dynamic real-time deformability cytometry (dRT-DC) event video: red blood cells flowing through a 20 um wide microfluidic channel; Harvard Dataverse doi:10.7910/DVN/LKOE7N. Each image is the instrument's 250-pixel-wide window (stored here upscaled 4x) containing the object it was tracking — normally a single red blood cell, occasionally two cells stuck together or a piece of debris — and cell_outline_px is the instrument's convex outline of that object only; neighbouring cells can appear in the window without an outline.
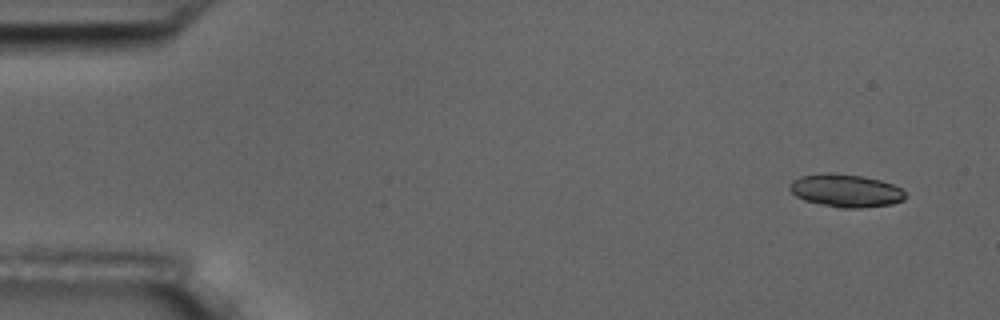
{"species": "common noctule bat (a hibernating species)", "species_latin": "Nyctalus noctula", "temperature_condition": "room temperature", "stored_images_in_passage": 4, "camera_frame_rate_fps": 3000, "um_per_image_px": 0.085, "animal": {"sex": "male", "body_mass_g": 17.5, "forearm_length_mm": 52.3}, "frame": {"image": 1, "passage_image": 1, "time_ms": 0.0, "image_size_px": [1000, 320], "cell_outline_px": [[908, 196], [904, 200], [892, 204], [860, 208], [840, 208], [804, 200], [796, 196], [788, 188], [788, 184], [792, 180], [800, 176], [820, 172], [836, 172], [864, 176], [880, 180], [892, 184], [900, 188]], "centroid_in_image_um": [71.87, 16.18], "position_along_channel_um": 13.1, "area_um2": 22.54}}
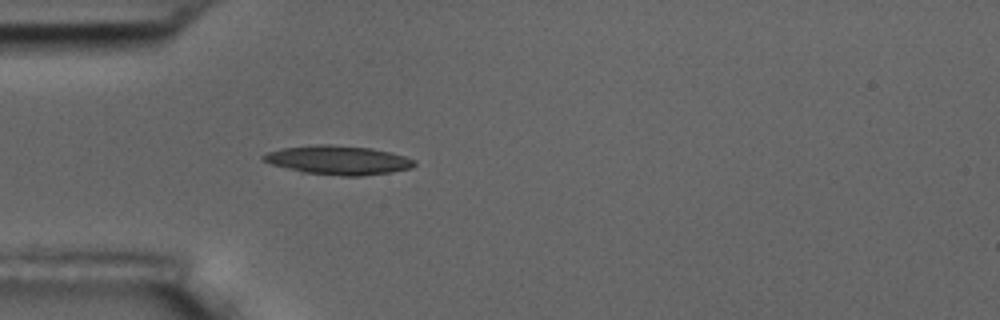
{"frame": {"image": 2, "passage_image": 4, "time_ms": 4.333, "image_size_px": [1000, 320], "cell_outline_px": [[416, 164], [412, 168], [392, 172], [360, 176], [344, 176], [304, 172], [272, 164], [264, 160], [260, 156], [268, 152], [280, 148], [316, 144], [332, 144], [372, 148], [392, 152], [416, 160]], "centroid_in_image_um": [28.79, 13.6], "position_along_channel_um": 56.2, "area_um2": 25.55}}